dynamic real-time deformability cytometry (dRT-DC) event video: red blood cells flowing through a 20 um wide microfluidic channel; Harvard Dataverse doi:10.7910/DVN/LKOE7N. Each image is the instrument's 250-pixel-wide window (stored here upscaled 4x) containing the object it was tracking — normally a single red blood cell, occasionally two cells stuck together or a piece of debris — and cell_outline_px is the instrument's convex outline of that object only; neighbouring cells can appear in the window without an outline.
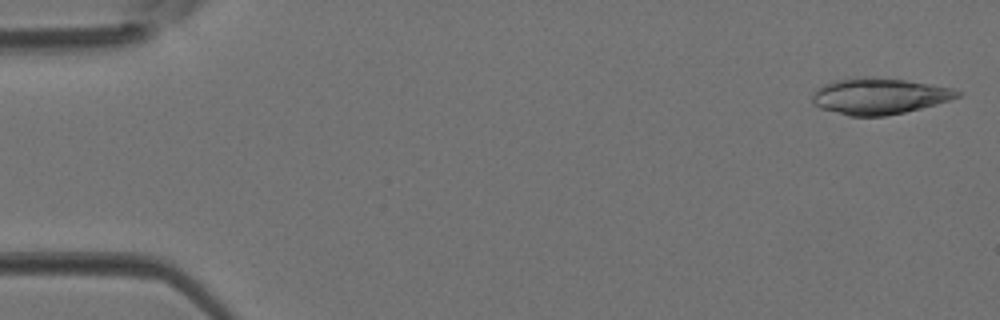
{"species": "Egyptian fruit bat (a non-hibernating species)", "species_latin": "Rousettus aegyptiacus", "temperature_condition": "room temperature", "stored_images_in_passage": 5, "camera_frame_rate_fps": 3000, "um_per_image_px": 0.085, "animal": {"sex": "female"}, "frame": {"image": 1, "passage_image": 1, "time_ms": 0.0, "image_size_px": [1000, 320], "cell_outline_px": [[960, 96], [936, 104], [904, 112], [884, 116], [848, 116], [820, 108], [812, 100], [812, 92], [816, 88], [824, 84], [836, 80], [856, 76], [872, 76], [904, 80], [932, 84], [952, 88], [960, 92]], "centroid_in_image_um": [74.69, 8.16], "position_along_channel_um": 10.3, "area_um2": 30.63}}